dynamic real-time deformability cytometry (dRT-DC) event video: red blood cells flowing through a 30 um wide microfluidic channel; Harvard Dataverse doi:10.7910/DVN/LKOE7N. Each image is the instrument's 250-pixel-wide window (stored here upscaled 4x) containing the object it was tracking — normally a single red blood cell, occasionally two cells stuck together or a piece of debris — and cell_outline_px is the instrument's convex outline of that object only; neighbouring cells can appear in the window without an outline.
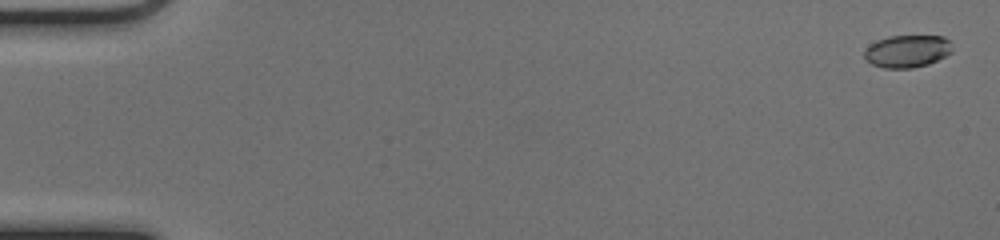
{"species": "common noctule bat (a hibernating species)", "species_latin": "Nyctalus noctula", "temperature_condition": "cold", "stored_images_in_passage": 53, "camera_frame_rate_fps": 3000, "um_per_image_px": 0.085, "animal": {"sex": "female", "body_mass_g": 17.0, "forearm_length_mm": 48.0}, "frame": {"image": 1, "passage_image": 2, "time_ms": 0.333, "image_size_px": [1000, 240], "cell_outline_px": [[952, 52], [928, 64], [912, 68], [884, 68], [872, 64], [864, 56], [864, 52], [876, 40], [888, 36], [944, 36], [948, 40], [952, 48]], "centroid_in_image_um": [77.12, 4.35], "position_along_channel_um": 7.9, "area_um2": 16.42}}
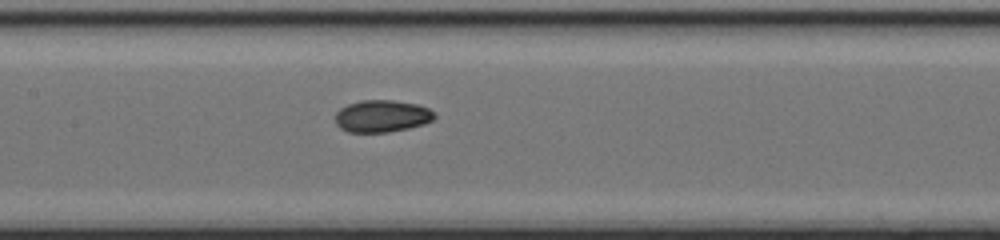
{"frame": {"image": 2, "passage_image": 27, "time_ms": 8.667, "image_size_px": [1000, 240], "cell_outline_px": [[436, 116], [432, 120], [424, 124], [408, 128], [388, 132], [348, 132], [340, 128], [336, 124], [336, 112], [340, 108], [348, 104], [360, 100], [392, 100], [416, 104], [428, 108]], "centroid_in_image_um": [32.44, 9.87], "position_along_channel_um": 175.0, "area_um2": 18.5}}
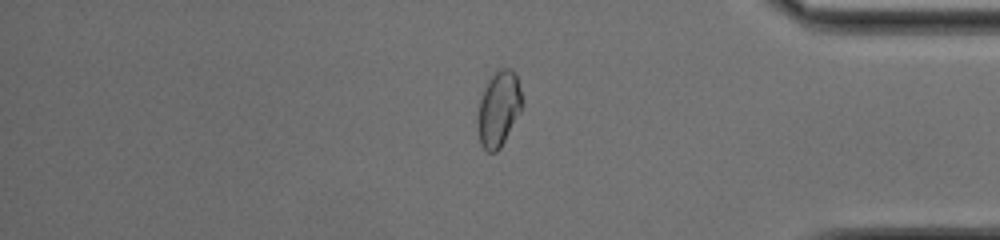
{"frame": {"image": 3, "passage_image": 45, "time_ms": 14.667, "image_size_px": [1000, 240], "cell_outline_px": [[524, 104], [520, 112], [500, 148], [496, 152], [488, 152], [480, 144], [476, 120], [480, 100], [484, 88], [488, 80], [500, 68], [508, 68], [516, 76], [520, 88]], "centroid_in_image_um": [42.37, 9.27], "position_along_channel_um": 392.8, "area_um2": 19.42}, "authors_computed_cell_mechanics": {"area_um2": 18.2648, "velocity_mm_per_s": 4.0112, "shape_relaxation_time_tau1_ms": 5.9349, "shape_relaxation_time_tau2_ms": 1.9081, "deformation_change_tau1": 0.1177, "deformation_change_tau2": 0.0488}}